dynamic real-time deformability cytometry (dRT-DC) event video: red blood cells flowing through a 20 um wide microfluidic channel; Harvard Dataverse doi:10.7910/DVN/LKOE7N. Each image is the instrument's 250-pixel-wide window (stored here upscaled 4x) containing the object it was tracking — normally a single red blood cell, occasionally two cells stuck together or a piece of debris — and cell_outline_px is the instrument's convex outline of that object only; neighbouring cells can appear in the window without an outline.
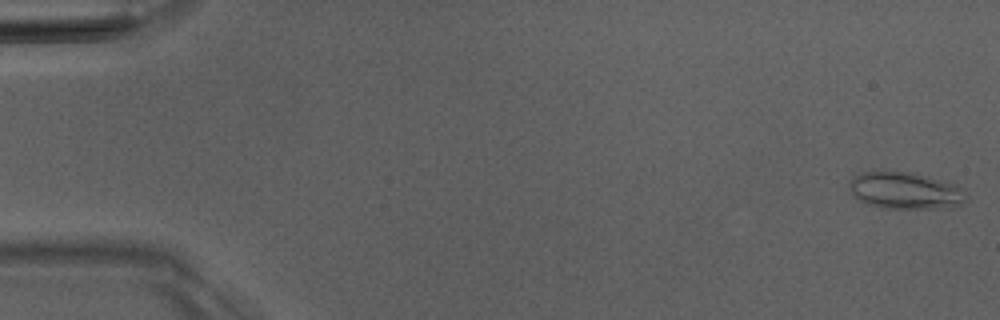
{"species": "Egyptian fruit bat (a non-hibernating species)", "species_latin": "Rousettus aegyptiacus", "temperature_condition": "room temperature", "stored_images_in_passage": 5, "camera_frame_rate_fps": 3000, "um_per_image_px": 0.085, "animal": {"sex": "male"}, "frame": {"image": 1, "passage_image": 1, "time_ms": 0.0, "image_size_px": [1000, 320], "cell_outline_px": [[964, 200], [960, 204], [932, 208], [884, 208], [868, 204], [860, 200], [848, 188], [848, 180], [860, 172], [908, 172], [928, 176], [956, 184], [964, 188]], "centroid_in_image_um": [76.9, 16.18], "position_along_channel_um": 8.1, "area_um2": 24.74}}